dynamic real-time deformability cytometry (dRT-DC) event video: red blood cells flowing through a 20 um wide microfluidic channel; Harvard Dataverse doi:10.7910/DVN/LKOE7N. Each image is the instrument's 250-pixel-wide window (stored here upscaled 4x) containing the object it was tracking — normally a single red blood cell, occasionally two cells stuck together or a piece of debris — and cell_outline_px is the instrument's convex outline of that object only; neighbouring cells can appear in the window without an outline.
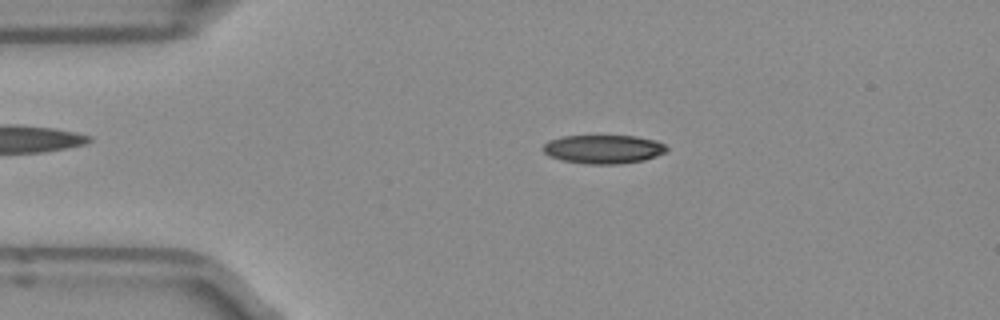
{"species": "Egyptian fruit bat (a non-hibernating species)", "species_latin": "Rousettus aegyptiacus", "temperature_condition": "room temperature", "stored_images_in_passage": 49, "camera_frame_rate_fps": 3000, "um_per_image_px": 0.085, "frame": {"image": 1, "passage_image": 9, "time_ms": 2.667, "image_size_px": [1000, 320], "cell_outline_px": [[668, 148], [664, 152], [656, 156], [644, 160], [620, 164], [588, 164], [564, 160], [552, 156], [544, 152], [544, 144], [548, 140], [564, 136], [636, 136], [656, 140], [664, 144]], "centroid_in_image_um": [51.32, 12.67], "position_along_channel_um": 33.7, "area_um2": 20.46}}
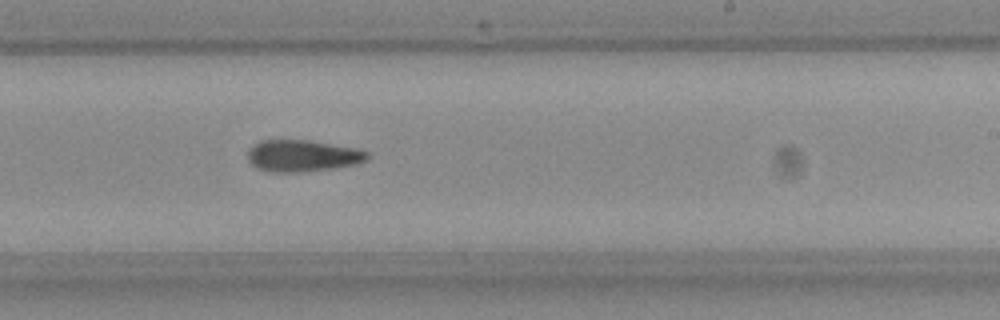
{"frame": {"image": 2, "passage_image": 29, "time_ms": 9.333, "image_size_px": [1000, 320], "cell_outline_px": [[368, 156], [364, 160], [352, 164], [328, 168], [292, 172], [280, 172], [260, 168], [252, 164], [248, 160], [248, 152], [252, 144], [260, 140], [308, 140], [356, 148], [368, 152]], "centroid_in_image_um": [25.66, 13.21], "position_along_channel_um": 263.3, "area_um2": 21.39}}
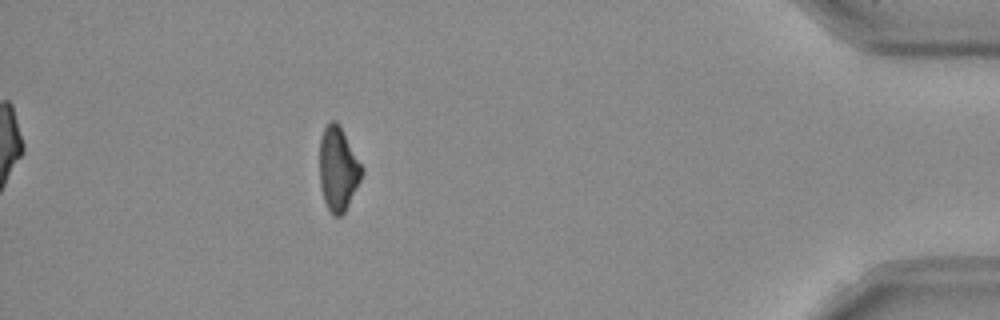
{"frame": {"image": 3, "passage_image": 44, "time_ms": 14.333, "image_size_px": [1000, 320], "cell_outline_px": [[364, 172], [344, 212], [340, 216], [332, 216], [324, 200], [320, 184], [320, 140], [324, 128], [332, 120], [336, 120], [340, 124], [364, 168]], "centroid_in_image_um": [28.75, 14.33], "position_along_channel_um": 406.5, "area_um2": 20.63}, "authors_computed_cell_mechanics": {"area_um2": 21.3282, "velocity_mm_per_s": 3.9766, "shape_relaxation_time_tau1_ms": 5.7442, "shape_relaxation_time_tau2_ms": null, "deformation_change_tau1": 0.1652, "deformation_change_tau2": null}}